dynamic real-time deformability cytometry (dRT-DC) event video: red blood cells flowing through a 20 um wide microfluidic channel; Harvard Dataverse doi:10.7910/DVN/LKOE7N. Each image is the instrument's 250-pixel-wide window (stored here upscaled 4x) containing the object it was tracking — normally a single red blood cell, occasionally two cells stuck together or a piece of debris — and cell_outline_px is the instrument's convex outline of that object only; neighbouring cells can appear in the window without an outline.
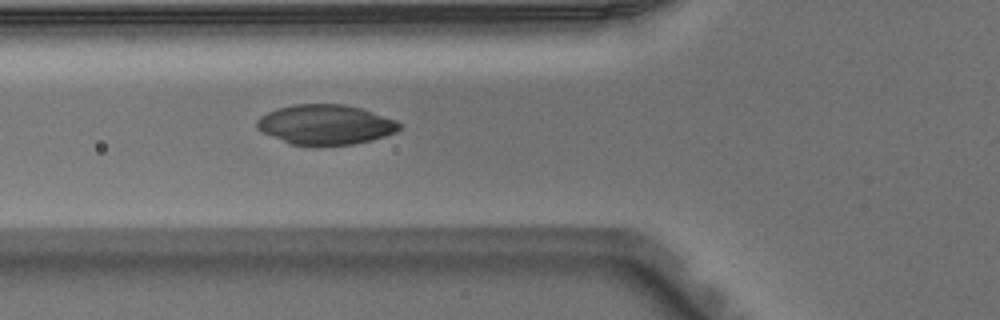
{"species": "Egyptian fruit bat (a non-hibernating species)", "species_latin": "Rousettus aegyptiacus", "temperature_condition": "warm", "stored_images_in_passage": 5, "camera_frame_rate_fps": 3000, "um_per_image_px": 0.085, "animal": {"sex": "male"}, "frame": {"image": 1, "passage_image": 5, "time_ms": 1.333, "image_size_px": [1000, 320], "cell_outline_px": [[404, 124], [396, 132], [372, 140], [352, 144], [288, 144], [256, 128], [256, 120], [260, 116], [276, 108], [296, 104], [344, 104], [360, 108], [396, 120]], "centroid_in_image_um": [27.67, 10.57], "position_along_channel_um": 98.1, "area_um2": 32.83}}